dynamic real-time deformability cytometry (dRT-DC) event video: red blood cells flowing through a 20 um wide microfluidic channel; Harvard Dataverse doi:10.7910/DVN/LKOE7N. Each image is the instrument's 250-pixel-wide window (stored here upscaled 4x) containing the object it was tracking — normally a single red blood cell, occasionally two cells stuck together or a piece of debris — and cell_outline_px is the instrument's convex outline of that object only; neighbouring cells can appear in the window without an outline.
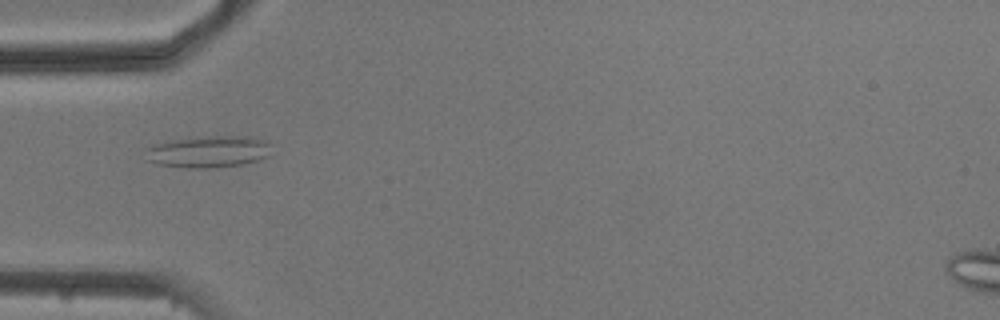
{"species": "common noctule bat (a hibernating species)", "species_latin": "Nyctalus noctula", "temperature_condition": "cold", "stored_images_in_passage": 5, "camera_frame_rate_fps": 3000, "um_per_image_px": 0.085, "animal": {"sex": "male", "body_mass_g": 20.5, "forearm_length_mm": 52.5}, "frame": {"image": 1, "passage_image": 5, "time_ms": 4.667, "image_size_px": [1000, 320], "cell_outline_px": [[268, 156], [260, 160], [240, 164], [208, 168], [188, 168], [156, 164], [144, 160], [144, 148], [152, 144], [176, 140], [204, 136], [252, 136], [264, 140], [268, 144]], "centroid_in_image_um": [17.62, 12.89], "position_along_channel_um": 67.4, "area_um2": 23.41}}